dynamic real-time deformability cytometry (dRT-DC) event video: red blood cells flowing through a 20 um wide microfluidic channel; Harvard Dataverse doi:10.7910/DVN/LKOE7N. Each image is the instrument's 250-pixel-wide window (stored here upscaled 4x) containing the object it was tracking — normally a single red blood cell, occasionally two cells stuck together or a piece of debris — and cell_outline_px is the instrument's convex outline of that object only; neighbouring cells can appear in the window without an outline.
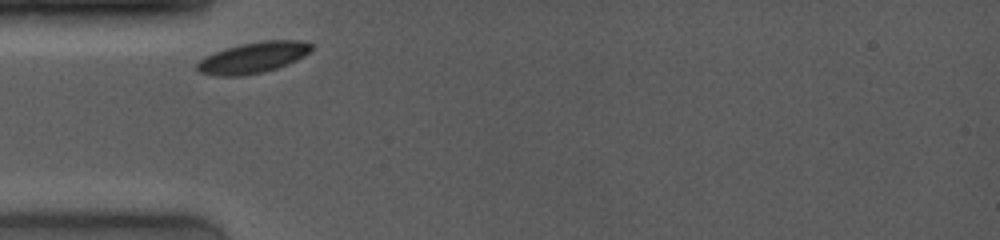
{"species": "common noctule bat (a hibernating species)", "species_latin": "Nyctalus noctula", "temperature_condition": "room temperature", "stored_images_in_passage": 8, "camera_frame_rate_fps": 4000, "um_per_image_px": 0.085, "animal": {"sex": "female", "body_mass_g": 19.0, "forearm_length_mm": 53.3}, "frame": {"image": 1, "passage_image": 1, "time_ms": 0.0, "image_size_px": [1000, 240], "cell_outline_px": [[312, 48], [304, 56], [296, 60], [276, 68], [260, 72], [240, 76], [220, 76], [200, 72], [196, 68], [196, 64], [204, 56], [240, 44], [264, 40], [296, 40], [312, 44]], "centroid_in_image_um": [21.5, 4.89], "position_along_channel_um": 63.5, "area_um2": 20.23}}